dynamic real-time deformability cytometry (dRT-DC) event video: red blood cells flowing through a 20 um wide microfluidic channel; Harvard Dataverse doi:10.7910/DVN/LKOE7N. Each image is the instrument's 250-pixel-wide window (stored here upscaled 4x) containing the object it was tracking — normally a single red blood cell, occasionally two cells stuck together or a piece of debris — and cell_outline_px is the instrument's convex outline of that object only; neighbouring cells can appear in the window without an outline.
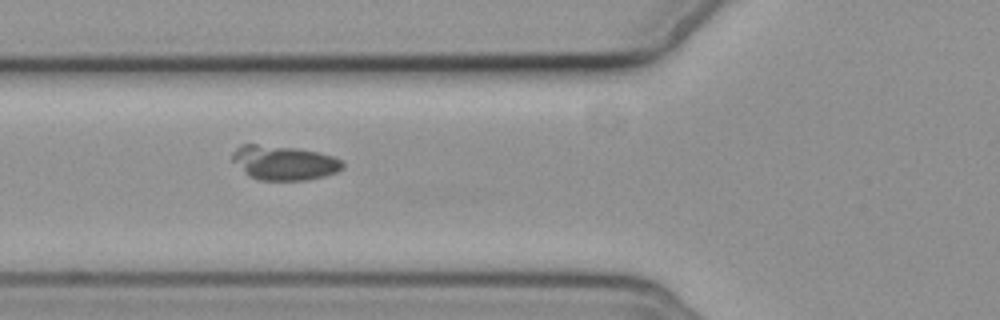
{"species": "common noctule bat (a hibernating species)", "species_latin": "Nyctalus noctula", "temperature_condition": "cold", "stored_images_in_passage": 3, "camera_frame_rate_fps": 3000, "um_per_image_px": 0.085, "animal": {"sex": "female", "body_mass_g": 19.3, "forearm_length_mm": 54.1}, "frame": {"image": 1, "passage_image": 2, "time_ms": 2.333, "image_size_px": [1000, 320], "cell_outline_px": [[344, 168], [336, 172], [324, 176], [308, 180], [260, 180], [248, 176], [232, 160], [232, 152], [240, 144], [256, 144], [296, 148], [316, 152], [332, 156], [340, 160], [344, 164]], "centroid_in_image_um": [24.12, 13.84], "position_along_channel_um": 101.7, "area_um2": 22.08}}
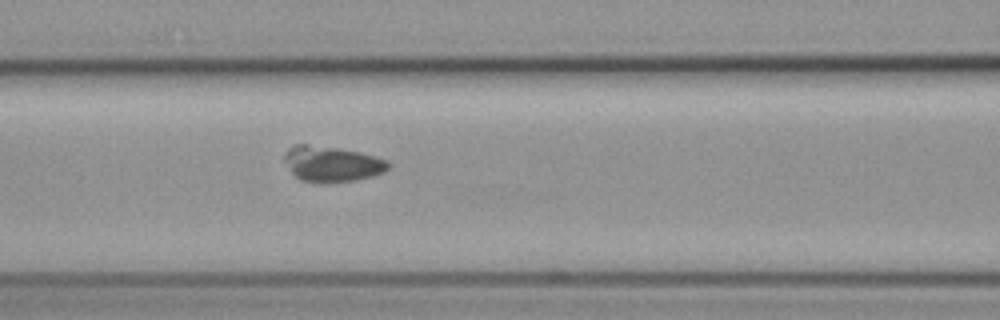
{"frame": {"image": 2, "passage_image": 3, "time_ms": 3.333, "image_size_px": [1000, 320], "cell_outline_px": [[388, 168], [384, 172], [372, 176], [356, 180], [320, 184], [300, 180], [292, 172], [284, 160], [284, 156], [288, 148], [292, 144], [308, 144], [340, 148], [360, 152], [376, 156], [388, 160]], "centroid_in_image_um": [28.2, 13.93], "position_along_channel_um": 138.4, "area_um2": 21.79}}